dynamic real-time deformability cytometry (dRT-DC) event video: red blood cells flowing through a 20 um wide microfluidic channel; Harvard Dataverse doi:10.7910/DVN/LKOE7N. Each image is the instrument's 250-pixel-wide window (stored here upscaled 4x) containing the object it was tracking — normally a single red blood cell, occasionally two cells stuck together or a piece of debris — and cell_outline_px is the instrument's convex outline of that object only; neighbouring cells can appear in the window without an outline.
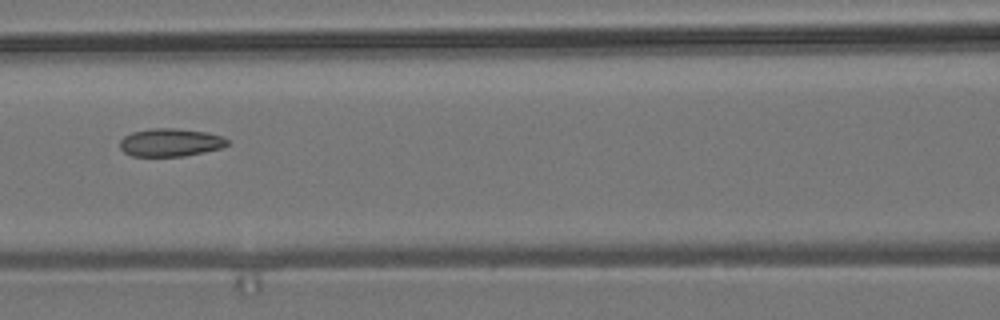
{"species": "common noctule bat (a hibernating species)", "species_latin": "Nyctalus noctula", "temperature_condition": "room temperature", "stored_images_in_passage": 8, "camera_frame_rate_fps": 3000, "um_per_image_px": 0.085, "animal": {"sex": "male", "body_mass_g": 19.2, "forearm_length_mm": 51.8}, "frame": {"image": 1, "passage_image": 7, "time_ms": 7.0, "image_size_px": [1000, 320], "cell_outline_px": [[232, 144], [220, 148], [204, 152], [184, 156], [132, 156], [124, 152], [120, 148], [120, 140], [124, 136], [132, 132], [152, 128], [176, 128], [208, 132], [224, 136]], "centroid_in_image_um": [14.52, 12.1], "position_along_channel_um": 152.1, "area_um2": 17.74}}
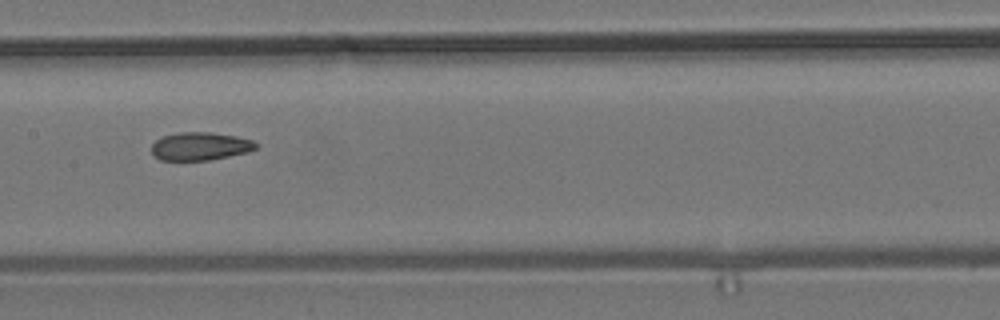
{"frame": {"image": 2, "passage_image": 8, "time_ms": 8.0, "image_size_px": [1000, 320], "cell_outline_px": [[260, 144], [256, 148], [248, 152], [208, 160], [160, 160], [152, 152], [152, 144], [156, 140], [164, 136], [176, 132], [208, 132], [236, 136], [252, 140]], "centroid_in_image_um": [17.03, 12.42], "position_along_channel_um": 190.4, "area_um2": 16.99}}